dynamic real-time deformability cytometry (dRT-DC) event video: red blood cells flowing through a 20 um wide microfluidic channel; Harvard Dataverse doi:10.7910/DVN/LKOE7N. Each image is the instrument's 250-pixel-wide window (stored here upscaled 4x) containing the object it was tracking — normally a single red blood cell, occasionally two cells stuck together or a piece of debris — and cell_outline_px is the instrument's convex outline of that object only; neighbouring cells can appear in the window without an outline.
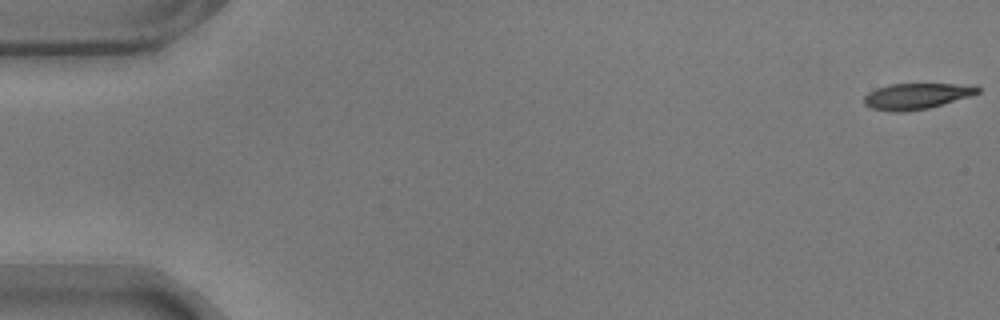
{"species": "common noctule bat (a hibernating species)", "species_latin": "Nyctalus noctula", "temperature_condition": "warm", "stored_images_in_passage": 55, "camera_frame_rate_fps": 3000, "um_per_image_px": 0.085, "animal": {"sex": "male", "body_mass_g": 17.9}, "frame": {"image": 1, "passage_image": 1, "time_ms": 0.0, "image_size_px": [1000, 320], "cell_outline_px": [[980, 92], [968, 96], [928, 108], [900, 112], [892, 112], [872, 108], [864, 104], [864, 96], [868, 92], [876, 88], [888, 84], [976, 84], [980, 88]], "centroid_in_image_um": [77.88, 8.15], "position_along_channel_um": 7.1, "area_um2": 17.11}}
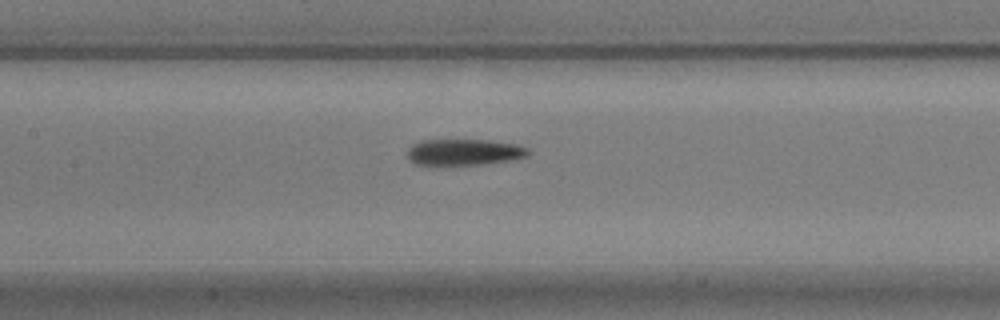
{"frame": {"image": 2, "passage_image": 27, "time_ms": 8.667, "image_size_px": [1000, 320], "cell_outline_px": [[532, 152], [528, 156], [508, 160], [484, 164], [440, 168], [412, 164], [408, 160], [408, 148], [412, 144], [424, 140], [488, 140], [516, 144], [528, 148]], "centroid_in_image_um": [39.37, 12.98], "position_along_channel_um": 168.0, "area_um2": 19.42}}
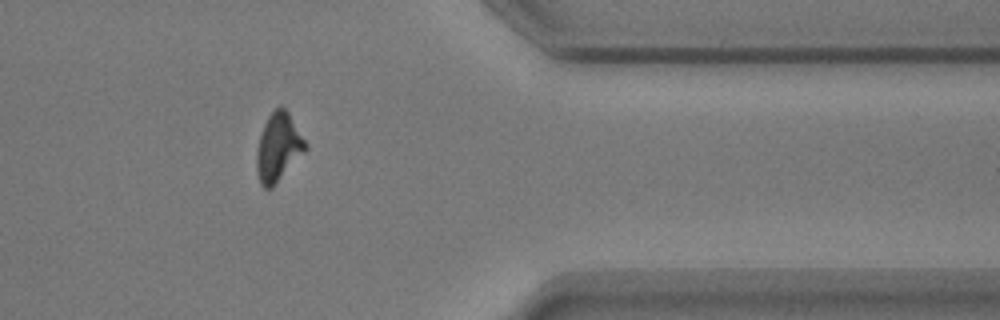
{"frame": {"image": 3, "passage_image": 47, "time_ms": 15.333, "image_size_px": [1000, 320], "cell_outline_px": [[308, 148], [272, 188], [264, 188], [260, 184], [256, 172], [256, 148], [264, 124], [268, 116], [280, 104], [288, 112], [308, 144]], "centroid_in_image_um": [23.65, 12.53], "position_along_channel_um": 387.8, "area_um2": 19.48}, "authors_computed_cell_mechanics": {"area_um2": 19.0162, "velocity_mm_per_s": 3.5469, "shape_relaxation_time_tau1_ms": 8.9043, "shape_relaxation_time_tau2_ms": 3.4731, "deformation_change_tau1": 0.253, "deformation_change_tau2": 0.1131}}